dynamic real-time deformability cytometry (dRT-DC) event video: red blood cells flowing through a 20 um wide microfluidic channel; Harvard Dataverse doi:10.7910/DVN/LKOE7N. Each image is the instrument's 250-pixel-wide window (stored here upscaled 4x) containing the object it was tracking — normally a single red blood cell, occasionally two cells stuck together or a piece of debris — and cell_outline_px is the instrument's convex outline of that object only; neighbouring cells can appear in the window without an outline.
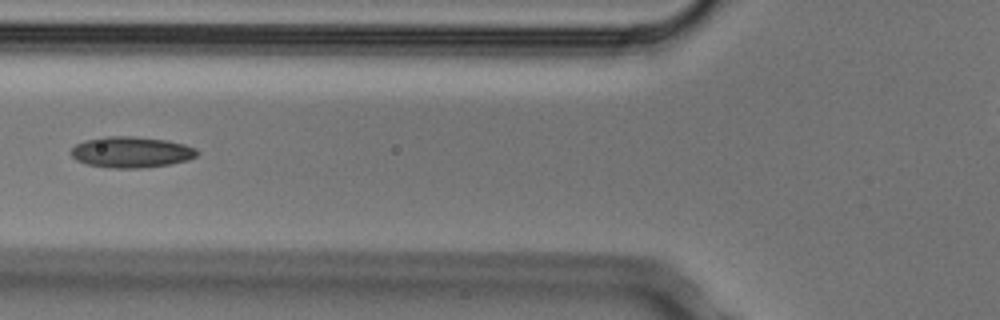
{"species": "Egyptian fruit bat (a non-hibernating species)", "species_latin": "Rousettus aegyptiacus", "temperature_condition": "cold", "stored_images_in_passage": 4, "camera_frame_rate_fps": 3000, "um_per_image_px": 0.085, "animal": {"sex": "male"}, "frame": {"image": 1, "passage_image": 4, "time_ms": 1.0, "image_size_px": [1000, 320], "cell_outline_px": [[200, 152], [196, 156], [188, 160], [168, 164], [136, 168], [112, 168], [88, 164], [76, 160], [68, 152], [76, 144], [84, 140], [104, 136], [132, 136], [168, 140], [184, 144], [196, 148]], "centroid_in_image_um": [11.14, 12.92], "position_along_channel_um": 114.7, "area_um2": 22.83}}